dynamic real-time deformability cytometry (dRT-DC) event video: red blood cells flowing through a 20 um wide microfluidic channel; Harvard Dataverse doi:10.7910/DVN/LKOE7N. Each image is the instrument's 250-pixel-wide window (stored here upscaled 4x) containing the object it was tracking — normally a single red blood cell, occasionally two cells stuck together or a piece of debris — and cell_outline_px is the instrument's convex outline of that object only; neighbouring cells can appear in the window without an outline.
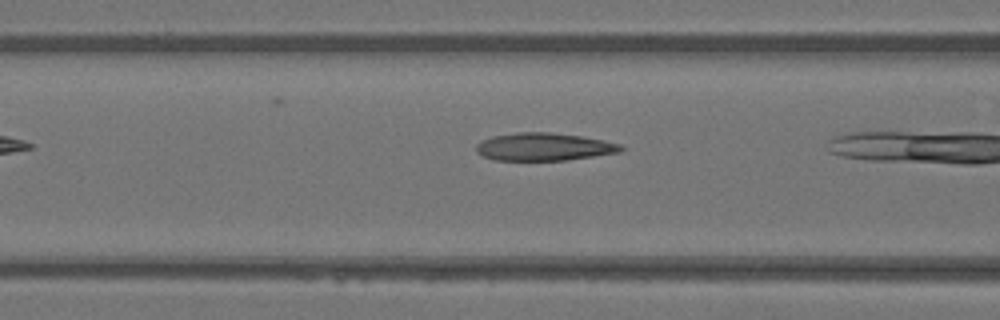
{"species": "Egyptian fruit bat (a non-hibernating species)", "species_latin": "Rousettus aegyptiacus", "temperature_condition": "warm", "stored_images_in_passage": 6, "camera_frame_rate_fps": 3000, "um_per_image_px": 0.085, "animal": {"sex": "female"}, "frame": {"image": 1, "passage_image": 5, "time_ms": 1.333, "image_size_px": [1000, 320], "cell_outline_px": [[624, 148], [620, 152], [568, 160], [492, 160], [476, 152], [476, 144], [480, 140], [492, 136], [516, 132], [552, 132], [580, 136], [604, 140], [620, 144]], "centroid_in_image_um": [46.2, 12.47], "position_along_channel_um": 120.4, "area_um2": 23.52}}